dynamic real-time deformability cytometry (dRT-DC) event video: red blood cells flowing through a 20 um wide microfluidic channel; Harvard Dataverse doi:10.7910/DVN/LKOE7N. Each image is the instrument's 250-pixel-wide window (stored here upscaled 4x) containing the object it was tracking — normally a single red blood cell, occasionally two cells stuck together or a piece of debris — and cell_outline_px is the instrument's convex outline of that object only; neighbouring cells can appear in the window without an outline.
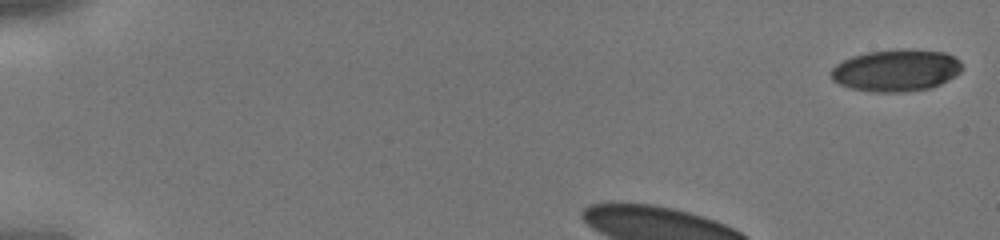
{"species": "human", "species_latin": "Homo sapiens", "temperature_condition": "cold", "stored_images_in_passage": 31, "camera_frame_rate_fps": 3000, "um_per_image_px": 0.085, "donor": {"sex": "male"}, "frame": {"image": 1, "passage_image": 1, "time_ms": 0.0, "image_size_px": [1000, 240], "cell_outline_px": [[960, 72], [948, 80], [932, 88], [904, 92], [872, 92], [852, 88], [840, 84], [832, 80], [828, 72], [836, 64], [852, 56], [868, 52], [896, 48], [916, 48], [944, 52], [960, 60]], "centroid_in_image_um": [76.15, 5.97], "position_along_channel_um": 8.8, "area_um2": 32.43}}
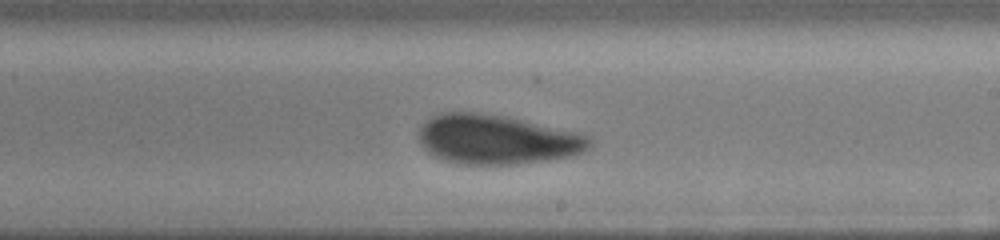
{"frame": {"image": 2, "passage_image": 21, "time_ms": 6.667, "image_size_px": [1000, 240], "cell_outline_px": [[592, 144], [584, 152], [572, 156], [548, 160], [516, 164], [456, 164], [440, 160], [432, 156], [424, 148], [416, 136], [424, 124], [432, 116], [440, 112], [476, 112], [508, 116], [576, 132], [592, 136]], "centroid_in_image_um": [42.23, 11.86], "position_along_channel_um": 246.8, "area_um2": 49.77}}
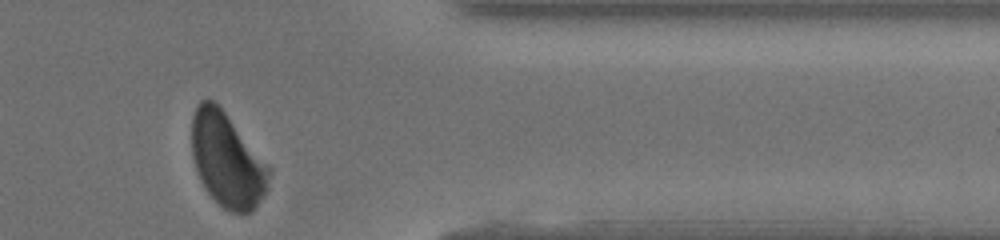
{"frame": {"image": 3, "passage_image": 31, "time_ms": 10.0, "image_size_px": [1000, 240], "cell_outline_px": [[272, 172], [268, 188], [252, 212], [232, 212], [224, 208], [208, 192], [200, 180], [192, 156], [192, 116], [200, 100], [212, 100], [220, 104], [272, 168]], "centroid_in_image_um": [19.34, 13.56], "position_along_channel_um": 392.1, "area_um2": 42.77}}